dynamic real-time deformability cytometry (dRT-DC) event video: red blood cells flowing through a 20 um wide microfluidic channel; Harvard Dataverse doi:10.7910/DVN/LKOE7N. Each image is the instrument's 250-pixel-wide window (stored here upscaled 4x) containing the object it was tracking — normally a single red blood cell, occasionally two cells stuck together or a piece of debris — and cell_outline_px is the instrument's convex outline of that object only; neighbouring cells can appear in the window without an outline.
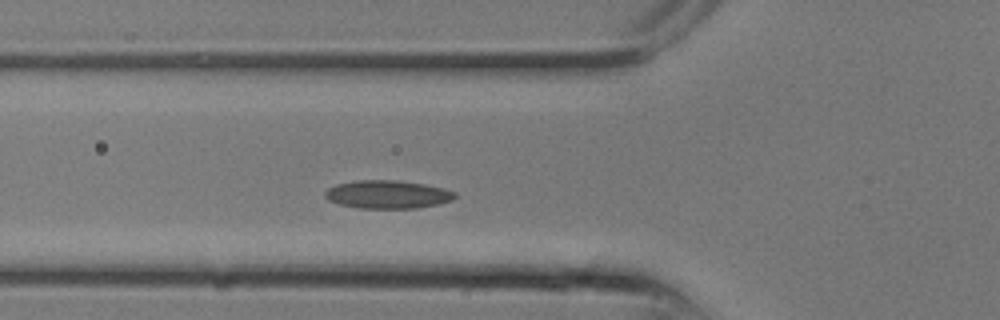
{"species": "common noctule bat (a hibernating species)", "species_latin": "Nyctalus noctula", "temperature_condition": "room temperature", "stored_images_in_passage": 6, "camera_frame_rate_fps": 3000, "um_per_image_px": 0.085, "animal": {"sex": "male", "body_mass_g": 13.3}, "frame": {"image": 1, "passage_image": 6, "time_ms": 1.667, "image_size_px": [1000, 320], "cell_outline_px": [[456, 196], [452, 200], [440, 204], [416, 208], [360, 208], [340, 204], [328, 200], [324, 196], [324, 192], [328, 188], [336, 184], [356, 180], [396, 180], [424, 184], [444, 188], [456, 192]], "centroid_in_image_um": [32.95, 16.52], "position_along_channel_um": 92.9, "area_um2": 21.39}}